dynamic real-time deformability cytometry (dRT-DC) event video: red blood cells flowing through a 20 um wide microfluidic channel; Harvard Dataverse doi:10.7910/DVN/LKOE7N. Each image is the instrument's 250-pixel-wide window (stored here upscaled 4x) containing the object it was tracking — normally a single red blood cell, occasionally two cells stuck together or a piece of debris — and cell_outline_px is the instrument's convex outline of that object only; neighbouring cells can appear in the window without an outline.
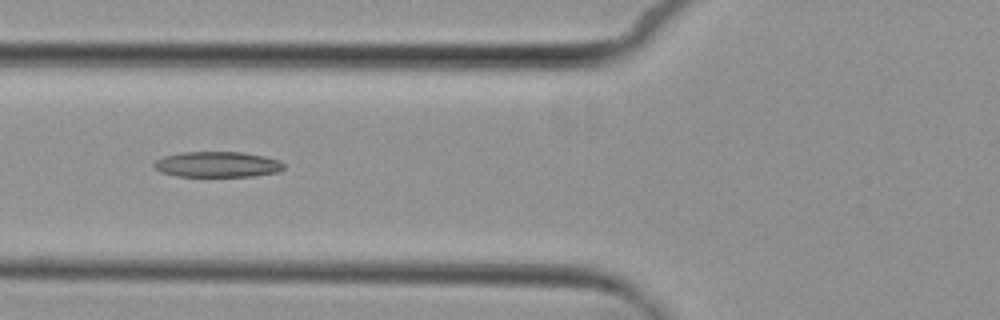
{"species": "common noctule bat (a hibernating species)", "species_latin": "Nyctalus noctula", "temperature_condition": "cold", "stored_images_in_passage": 7, "camera_frame_rate_fps": 3000, "um_per_image_px": 0.085, "animal": {"sex": "female", "body_mass_g": 29.2, "forearm_length_mm": 56.3}, "frame": {"image": 1, "passage_image": 5, "time_ms": 4.667, "image_size_px": [1000, 320], "cell_outline_px": [[284, 168], [276, 172], [252, 176], [176, 176], [160, 172], [152, 164], [156, 160], [164, 156], [180, 152], [240, 152], [264, 156], [280, 160], [284, 164]], "centroid_in_image_um": [18.45, 13.97], "position_along_channel_um": 107.3, "area_um2": 19.31}}
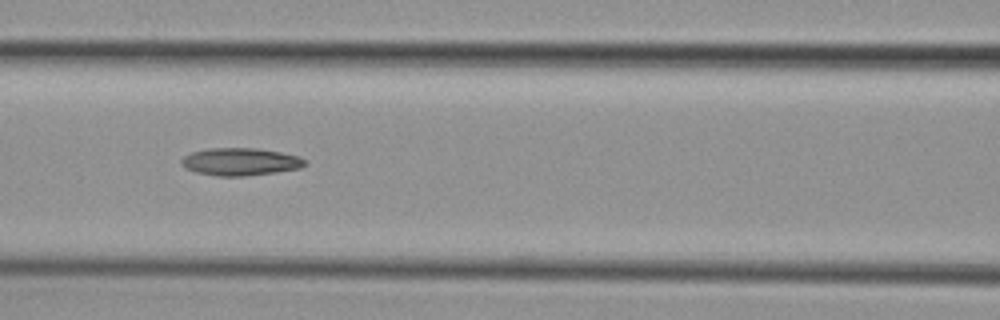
{"frame": {"image": 2, "passage_image": 6, "time_ms": 5.667, "image_size_px": [1000, 320], "cell_outline_px": [[308, 164], [300, 168], [276, 172], [244, 176], [216, 176], [196, 172], [184, 168], [180, 164], [180, 160], [184, 156], [192, 152], [208, 148], [256, 148], [280, 152], [300, 156], [308, 160]], "centroid_in_image_um": [20.44, 13.74], "position_along_channel_um": 146.2, "area_um2": 20.06}}
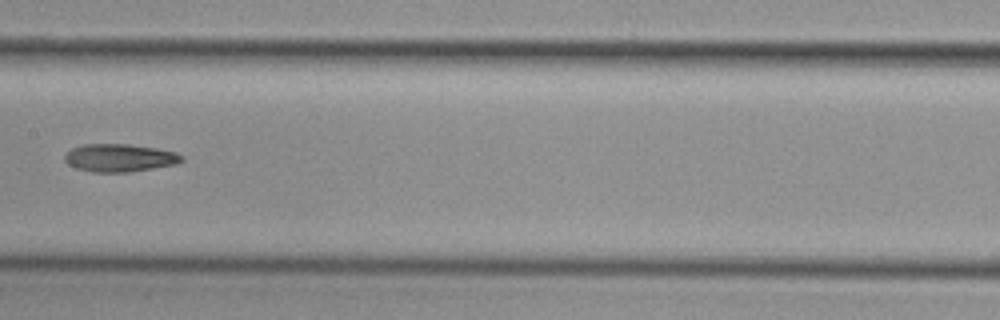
{"frame": {"image": 3, "passage_image": 7, "time_ms": 7.0, "image_size_px": [1000, 320], "cell_outline_px": [[184, 160], [176, 164], [128, 172], [92, 172], [76, 168], [68, 164], [64, 160], [64, 156], [72, 148], [84, 144], [128, 144], [156, 148], [176, 152], [184, 156]], "centroid_in_image_um": [10.17, 13.41], "position_along_channel_um": 197.2, "area_um2": 18.96}}